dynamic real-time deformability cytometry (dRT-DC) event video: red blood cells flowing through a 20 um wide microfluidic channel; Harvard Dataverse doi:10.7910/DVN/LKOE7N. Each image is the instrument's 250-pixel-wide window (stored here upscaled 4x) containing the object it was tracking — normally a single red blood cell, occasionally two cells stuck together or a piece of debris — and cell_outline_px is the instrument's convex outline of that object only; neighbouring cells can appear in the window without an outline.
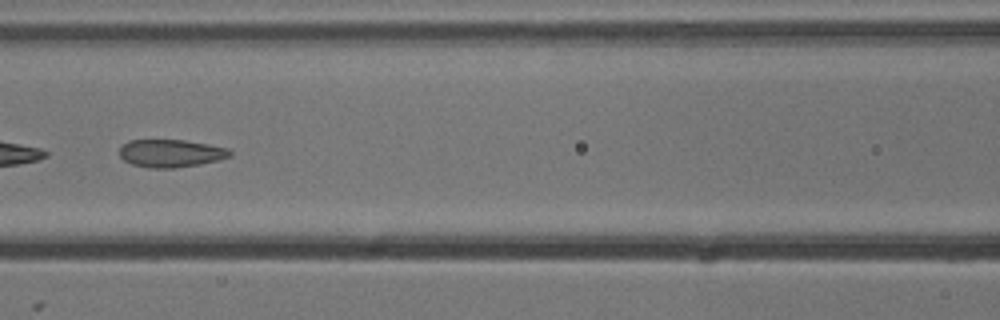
{"species": "common noctule bat (a hibernating species)", "species_latin": "Nyctalus noctula", "temperature_condition": "cold", "stored_images_in_passage": 9, "camera_frame_rate_fps": 3000, "um_per_image_px": 0.085, "animal": {"sex": "male", "body_mass_g": 13.3}, "frame": {"image": 1, "passage_image": 6, "time_ms": 1.667, "image_size_px": [1000, 320], "cell_outline_px": [[232, 156], [200, 164], [176, 168], [148, 168], [132, 164], [124, 160], [120, 156], [120, 148], [128, 140], [184, 140], [208, 144], [228, 148], [232, 152]], "centroid_in_image_um": [14.52, 13.03], "position_along_channel_um": 152.1, "area_um2": 17.86}}
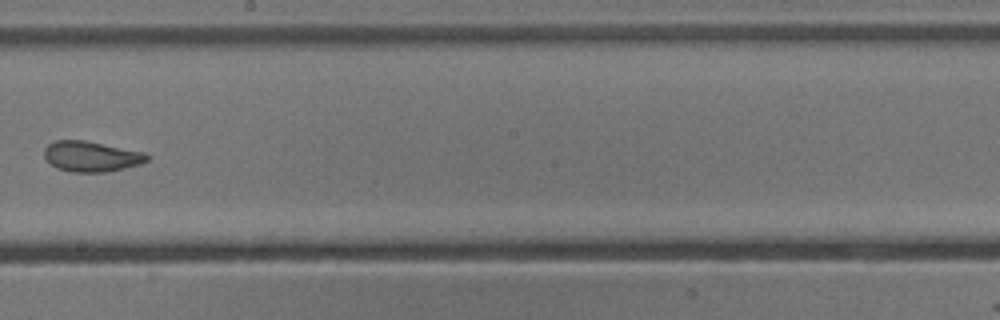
{"frame": {"image": 2, "passage_image": 8, "time_ms": 2.333, "image_size_px": [1000, 320], "cell_outline_px": [[148, 160], [140, 164], [124, 168], [104, 172], [72, 172], [56, 168], [44, 156], [44, 148], [48, 144], [56, 140], [84, 140], [144, 152], [148, 156]], "centroid_in_image_um": [7.74, 13.29], "position_along_channel_um": 240.5, "area_um2": 18.09}}
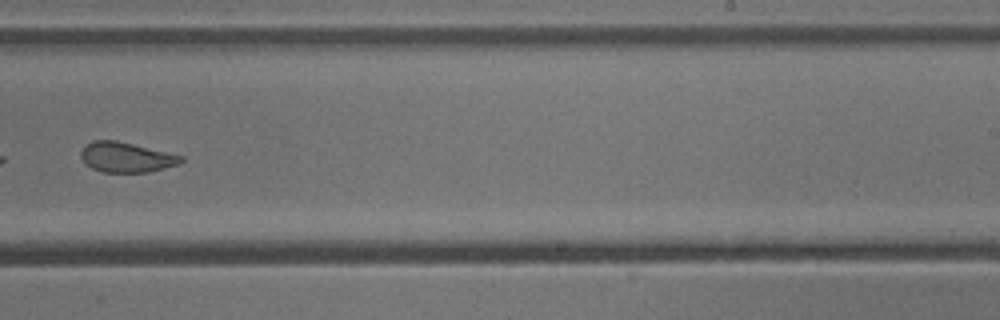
{"frame": {"image": 3, "passage_image": 9, "time_ms": 2.667, "image_size_px": [1000, 320], "cell_outline_px": [[184, 160], [180, 164], [148, 172], [104, 172], [92, 168], [80, 156], [80, 152], [92, 140], [116, 140], [184, 156]], "centroid_in_image_um": [10.77, 13.36], "position_along_channel_um": 278.2, "area_um2": 17.34}}